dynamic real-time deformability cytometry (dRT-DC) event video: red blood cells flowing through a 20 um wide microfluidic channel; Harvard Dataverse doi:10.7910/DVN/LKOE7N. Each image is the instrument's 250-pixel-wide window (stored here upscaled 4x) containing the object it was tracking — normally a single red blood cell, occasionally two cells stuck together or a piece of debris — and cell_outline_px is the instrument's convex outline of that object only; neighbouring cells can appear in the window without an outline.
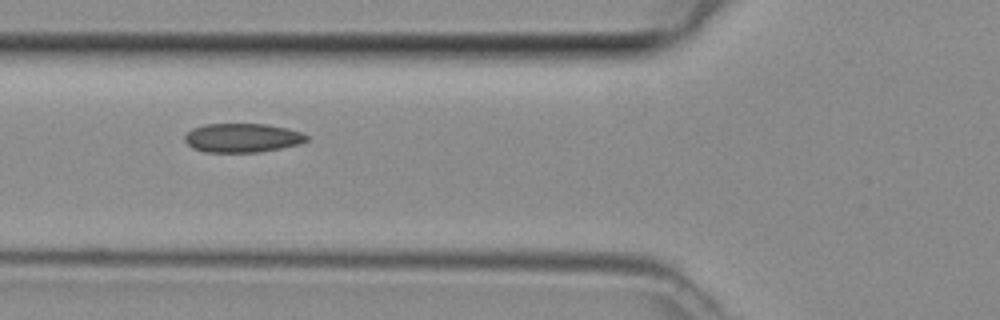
{"species": "common noctule bat (a hibernating species)", "species_latin": "Nyctalus noctula", "temperature_condition": "room temperature", "stored_images_in_passage": 2, "camera_frame_rate_fps": 3000, "um_per_image_px": 0.085, "animal": {"sex": "female", "body_mass_g": 29.2, "forearm_length_mm": 56.3}, "frame": {"image": 1, "passage_image": 2, "time_ms": 0.333, "image_size_px": [1000, 320], "cell_outline_px": [[308, 140], [296, 144], [280, 148], [256, 152], [204, 152], [192, 148], [184, 140], [184, 136], [192, 128], [204, 124], [264, 124], [288, 128], [300, 132], [308, 136]], "centroid_in_image_um": [20.55, 11.71], "position_along_channel_um": 105.3, "area_um2": 20.46}}